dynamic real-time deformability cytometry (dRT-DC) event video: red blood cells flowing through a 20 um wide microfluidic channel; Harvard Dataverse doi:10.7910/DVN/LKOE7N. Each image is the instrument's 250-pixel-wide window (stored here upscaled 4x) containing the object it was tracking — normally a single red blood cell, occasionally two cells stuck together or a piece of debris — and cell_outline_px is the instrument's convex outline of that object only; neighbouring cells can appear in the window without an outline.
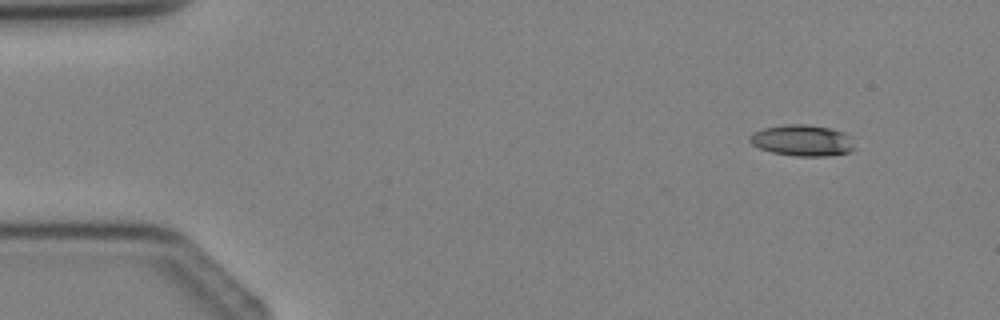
{"species": "Egyptian fruit bat (a non-hibernating species)", "species_latin": "Rousettus aegyptiacus", "temperature_condition": "cold", "stored_images_in_passage": 3, "camera_frame_rate_fps": 3000, "um_per_image_px": 0.085, "animal": {"sex": "female"}, "frame": {"image": 1, "passage_image": 1, "time_ms": 0.0, "image_size_px": [1000, 320], "cell_outline_px": [[856, 148], [848, 152], [824, 156], [796, 156], [772, 152], [760, 148], [752, 144], [748, 140], [748, 136], [752, 132], [764, 128], [784, 124], [808, 124], [832, 128], [844, 132], [852, 136]], "centroid_in_image_um": [68.22, 11.92], "position_along_channel_um": 16.8, "area_um2": 19.36}}